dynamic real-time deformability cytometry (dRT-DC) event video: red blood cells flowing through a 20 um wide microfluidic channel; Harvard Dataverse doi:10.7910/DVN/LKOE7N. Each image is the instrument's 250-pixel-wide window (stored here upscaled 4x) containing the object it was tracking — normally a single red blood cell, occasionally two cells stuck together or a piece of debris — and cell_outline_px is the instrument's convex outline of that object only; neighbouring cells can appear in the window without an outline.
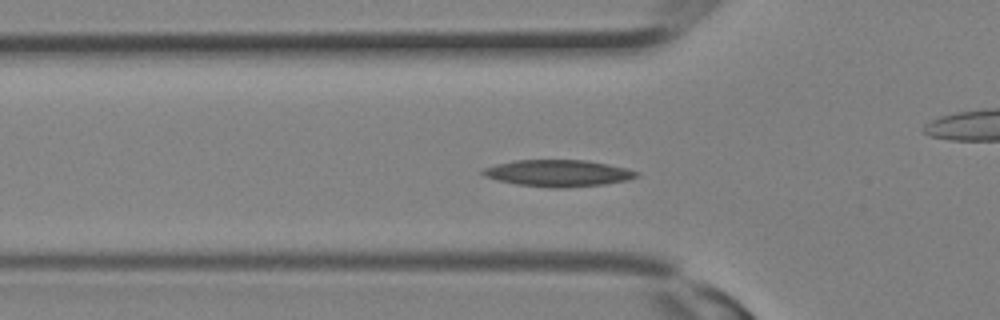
{"species": "Egyptian fruit bat (a non-hibernating species)", "species_latin": "Rousettus aegyptiacus", "temperature_condition": "room temperature", "stored_images_in_passage": 4, "camera_frame_rate_fps": 3000, "um_per_image_px": 0.085, "animal": {"sex": "female"}, "frame": {"image": 1, "passage_image": 2, "time_ms": 0.333, "image_size_px": [1000, 320], "cell_outline_px": [[640, 176], [628, 180], [604, 184], [560, 188], [552, 188], [516, 184], [496, 180], [484, 176], [480, 172], [484, 168], [496, 164], [512, 160], [588, 160], [628, 168], [640, 172]], "centroid_in_image_um": [47.46, 14.71], "position_along_channel_um": 78.3, "area_um2": 24.1}}